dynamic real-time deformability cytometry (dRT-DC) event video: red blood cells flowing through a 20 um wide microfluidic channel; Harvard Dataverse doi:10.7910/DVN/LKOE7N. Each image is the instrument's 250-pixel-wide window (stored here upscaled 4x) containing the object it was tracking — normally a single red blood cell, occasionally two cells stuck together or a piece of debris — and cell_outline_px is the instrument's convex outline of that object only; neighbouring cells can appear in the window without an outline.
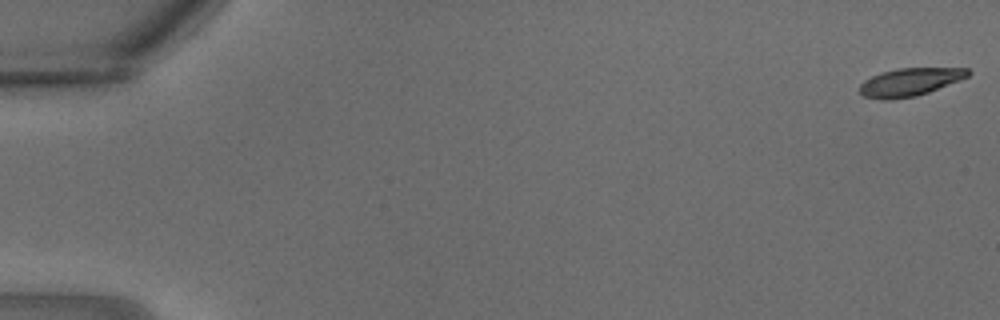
{"species": "common noctule bat (a hibernating species)", "species_latin": "Nyctalus noctula", "temperature_condition": "warm", "stored_images_in_passage": 11, "camera_frame_rate_fps": 3000, "um_per_image_px": 0.085, "animal": {"sex": "male", "body_mass_g": 18.8}, "frame": {"image": 1, "passage_image": 1, "time_ms": 0.0, "image_size_px": [1000, 320], "cell_outline_px": [[972, 72], [968, 76], [960, 80], [928, 92], [916, 96], [888, 100], [880, 100], [864, 96], [860, 92], [860, 84], [864, 80], [880, 72], [900, 68], [968, 68]], "centroid_in_image_um": [77.33, 6.97], "position_along_channel_um": 7.7, "area_um2": 17.63}}
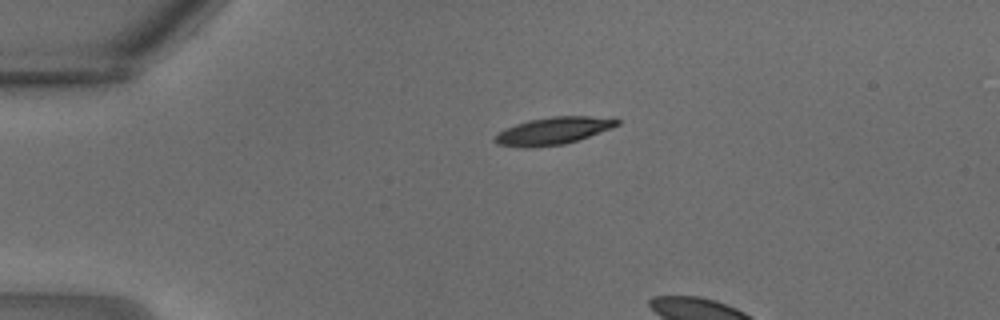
{"frame": {"image": 2, "passage_image": 8, "time_ms": 2.333, "image_size_px": [1000, 320], "cell_outline_px": [[620, 124], [612, 128], [564, 144], [532, 148], [524, 148], [496, 144], [492, 140], [504, 128], [528, 120], [552, 116], [612, 116], [620, 120]], "centroid_in_image_um": [47.05, 11.11], "position_along_channel_um": 38.0, "area_um2": 19.71}}